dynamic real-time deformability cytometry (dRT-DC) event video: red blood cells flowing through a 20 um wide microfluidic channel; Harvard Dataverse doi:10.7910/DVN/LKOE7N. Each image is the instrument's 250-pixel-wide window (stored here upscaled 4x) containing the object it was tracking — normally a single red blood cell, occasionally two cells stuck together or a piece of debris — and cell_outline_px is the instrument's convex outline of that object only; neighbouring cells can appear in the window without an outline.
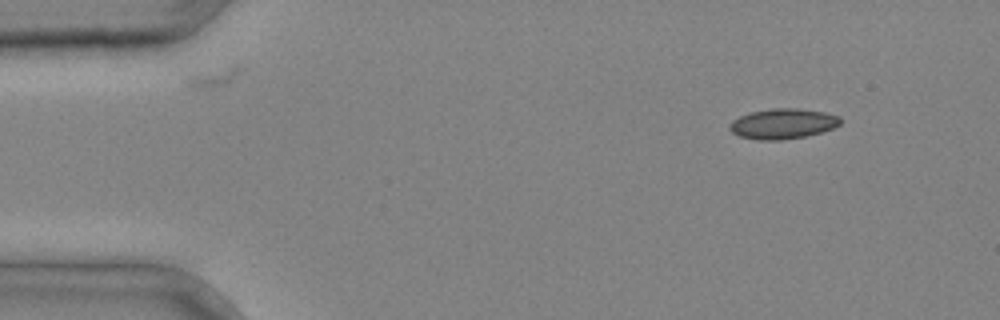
{"species": "common noctule bat (a hibernating species)", "species_latin": "Nyctalus noctula", "temperature_condition": "cold", "stored_images_in_passage": 3, "camera_frame_rate_fps": 3000, "um_per_image_px": 0.085, "animal": {"sex": "male", "body_mass_g": 20.4}, "frame": {"image": 1, "passage_image": 1, "time_ms": 0.0, "image_size_px": [1000, 320], "cell_outline_px": [[840, 124], [832, 128], [820, 132], [804, 136], [780, 140], [756, 140], [740, 136], [732, 132], [728, 128], [728, 124], [732, 120], [748, 112], [772, 108], [796, 108], [824, 112], [840, 116]], "centroid_in_image_um": [66.49, 10.51], "position_along_channel_um": 18.5, "area_um2": 19.54}}
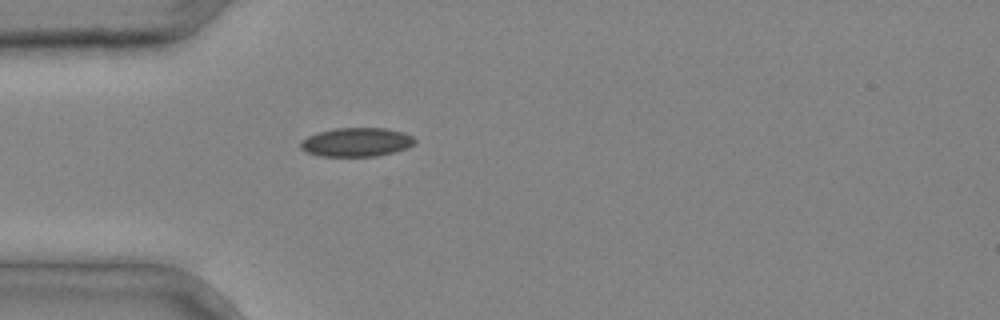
{"frame": {"image": 2, "passage_image": 3, "time_ms": 0.667, "image_size_px": [1000, 320], "cell_outline_px": [[416, 144], [408, 148], [376, 156], [320, 156], [304, 152], [300, 148], [300, 140], [308, 136], [320, 132], [336, 128], [384, 128], [404, 132], [412, 136], [416, 140]], "centroid_in_image_um": [30.3, 12.08], "position_along_channel_um": 54.7, "area_um2": 19.31}}